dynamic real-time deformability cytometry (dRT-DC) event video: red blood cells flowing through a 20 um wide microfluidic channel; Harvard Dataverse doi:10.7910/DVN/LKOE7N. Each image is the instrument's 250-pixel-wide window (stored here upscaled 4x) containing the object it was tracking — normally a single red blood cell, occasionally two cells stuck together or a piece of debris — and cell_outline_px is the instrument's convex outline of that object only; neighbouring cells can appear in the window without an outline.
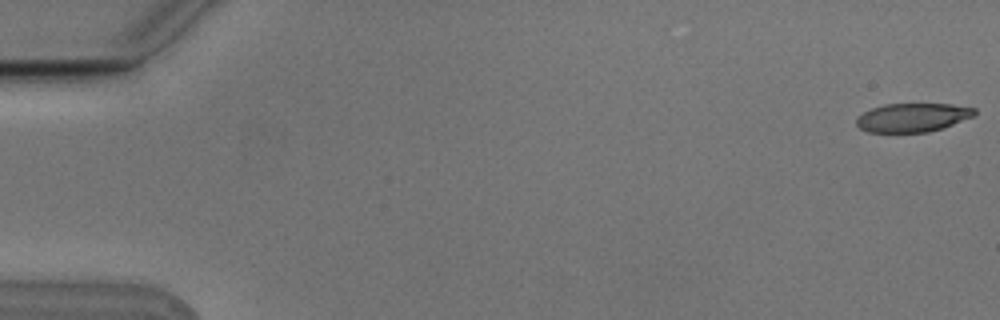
{"species": "Egyptian fruit bat (a non-hibernating species)", "species_latin": "Rousettus aegyptiacus", "temperature_condition": "cold", "stored_images_in_passage": 4, "camera_frame_rate_fps": 3000, "um_per_image_px": 0.085, "animal": {"sex": "male"}, "frame": {"image": 1, "passage_image": 1, "time_ms": 0.0, "image_size_px": [1000, 320], "cell_outline_px": [[976, 112], [972, 116], [952, 124], [928, 132], [868, 132], [860, 128], [856, 124], [856, 116], [872, 108], [884, 104], [952, 104], [976, 108]], "centroid_in_image_um": [77.53, 9.98], "position_along_channel_um": 7.5, "area_um2": 19.59}}